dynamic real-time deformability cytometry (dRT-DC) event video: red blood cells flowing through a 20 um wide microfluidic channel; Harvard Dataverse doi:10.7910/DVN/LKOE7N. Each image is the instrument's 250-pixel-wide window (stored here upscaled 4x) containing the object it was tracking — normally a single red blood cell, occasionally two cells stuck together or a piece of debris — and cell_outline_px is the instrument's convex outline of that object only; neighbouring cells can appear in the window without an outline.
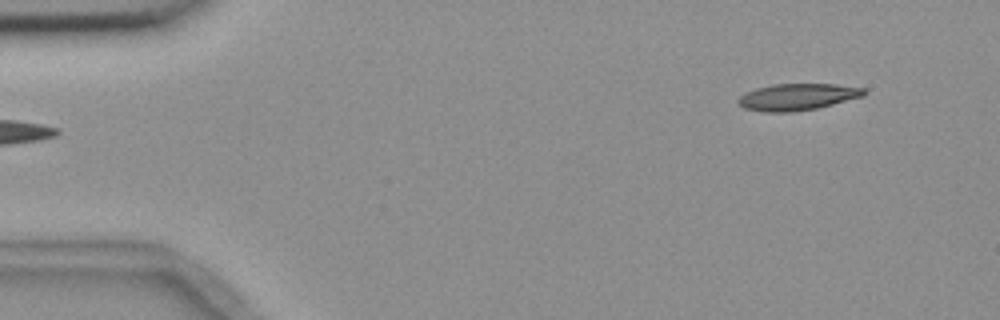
{"species": "common noctule bat (a hibernating species)", "species_latin": "Nyctalus noctula", "temperature_condition": "room temperature", "stored_images_in_passage": 6, "segment_of_instrument_passage": [2, 2], "camera_frame_rate_fps": 3000, "um_per_image_px": 0.085, "animal": {"sex": "female", "body_mass_g": 18.4}, "frame": {"image": 1, "passage_image": 6, "time_ms": 5.667, "image_size_px": [1000, 320], "cell_outline_px": [[868, 92], [864, 96], [816, 108], [792, 112], [764, 112], [744, 108], [736, 100], [744, 92], [756, 88], [772, 84], [836, 84], [864, 88]], "centroid_in_image_um": [67.77, 8.23], "position_along_channel_um": 17.2, "area_um2": 19.59}}